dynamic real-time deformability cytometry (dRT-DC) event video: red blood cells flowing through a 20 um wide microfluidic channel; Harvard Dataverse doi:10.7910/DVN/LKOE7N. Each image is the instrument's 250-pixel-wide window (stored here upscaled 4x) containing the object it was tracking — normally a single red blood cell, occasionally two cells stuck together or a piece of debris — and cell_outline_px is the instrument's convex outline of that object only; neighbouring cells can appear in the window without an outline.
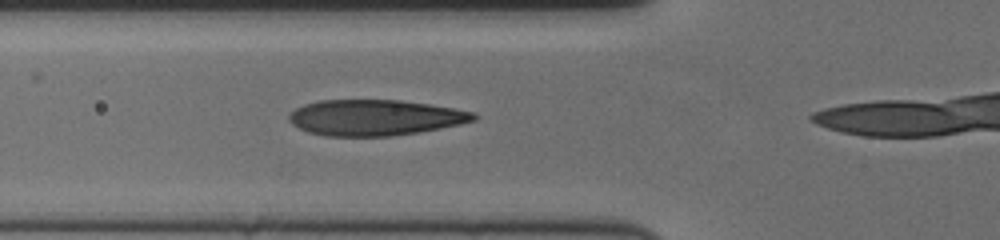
{"species": "human", "species_latin": "Homo sapiens", "temperature_condition": "cold", "stored_images_in_passage": 40, "camera_frame_rate_fps": 3000, "um_per_image_px": 0.085, "donor": {"sex": "female"}, "frame": {"image": 1, "passage_image": 14, "time_ms": 4.333, "image_size_px": [1000, 240], "cell_outline_px": [[480, 116], [476, 120], [460, 124], [420, 132], [392, 136], [324, 136], [308, 132], [292, 124], [288, 120], [288, 116], [296, 108], [304, 104], [320, 100], [400, 100], [432, 104], [456, 108], [476, 112]], "centroid_in_image_um": [31.92, 9.99], "position_along_channel_um": 93.9, "area_um2": 38.9}}
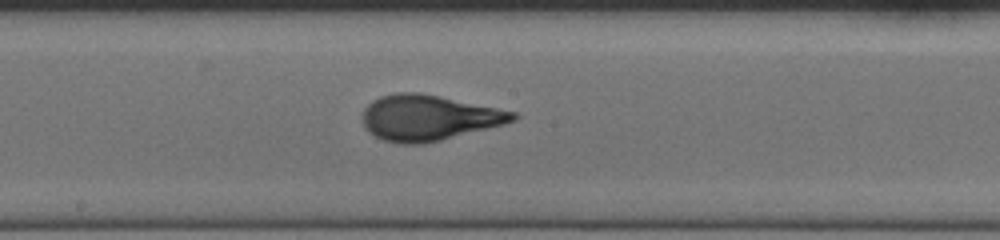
{"frame": {"image": 2, "passage_image": 24, "time_ms": 7.667, "image_size_px": [1000, 240], "cell_outline_px": [[520, 116], [516, 120], [504, 124], [424, 144], [400, 144], [384, 140], [368, 132], [364, 128], [364, 108], [372, 100], [380, 96], [396, 92], [420, 92], [440, 96], [516, 112]], "centroid_in_image_um": [36.42, 10.0], "position_along_channel_um": 211.8, "area_um2": 39.82}}
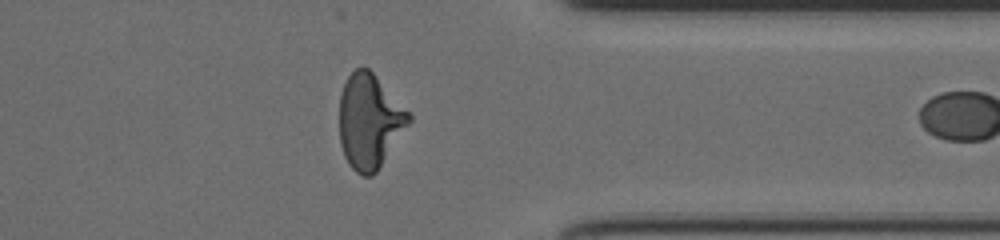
{"frame": {"image": 3, "passage_image": 39, "time_ms": 12.667, "image_size_px": [1000, 240], "cell_outline_px": [[412, 120], [376, 172], [372, 176], [364, 176], [356, 172], [348, 164], [344, 156], [340, 144], [340, 92], [348, 76], [356, 68], [364, 64], [372, 72], [412, 116]], "centroid_in_image_um": [31.39, 10.31], "position_along_channel_um": 380.0, "area_um2": 37.97}}